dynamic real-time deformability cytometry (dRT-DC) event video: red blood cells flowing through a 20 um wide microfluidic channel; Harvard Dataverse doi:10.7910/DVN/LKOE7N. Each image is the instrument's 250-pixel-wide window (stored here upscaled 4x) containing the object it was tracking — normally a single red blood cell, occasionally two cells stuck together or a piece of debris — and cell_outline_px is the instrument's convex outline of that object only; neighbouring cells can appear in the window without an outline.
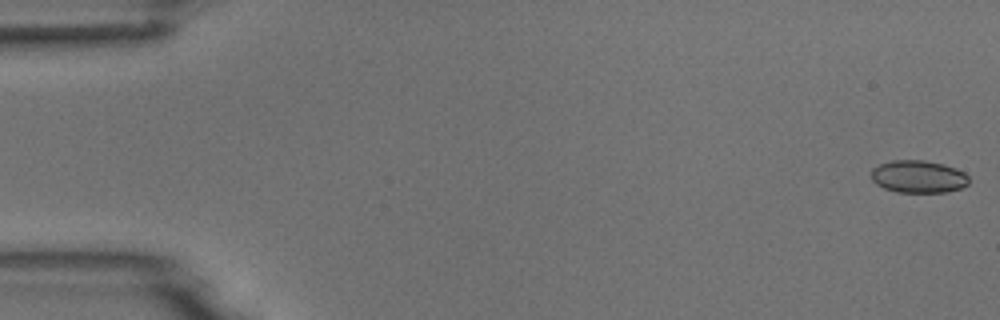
{"species": "common noctule bat (a hibernating species)", "species_latin": "Nyctalus noctula", "temperature_condition": "room temperature", "stored_images_in_passage": 5, "camera_frame_rate_fps": 3000, "um_per_image_px": 0.085, "animal": {"sex": "male", "body_mass_g": 18.8}, "frame": {"image": 1, "passage_image": 1, "time_ms": 0.0, "image_size_px": [1000, 320], "cell_outline_px": [[968, 184], [960, 188], [948, 192], [896, 192], [884, 188], [876, 184], [872, 180], [872, 168], [880, 164], [892, 160], [924, 160], [944, 164], [956, 168], [964, 172], [968, 176]], "centroid_in_image_um": [78.06, 15.01], "position_along_channel_um": 6.9, "area_um2": 18.55}}
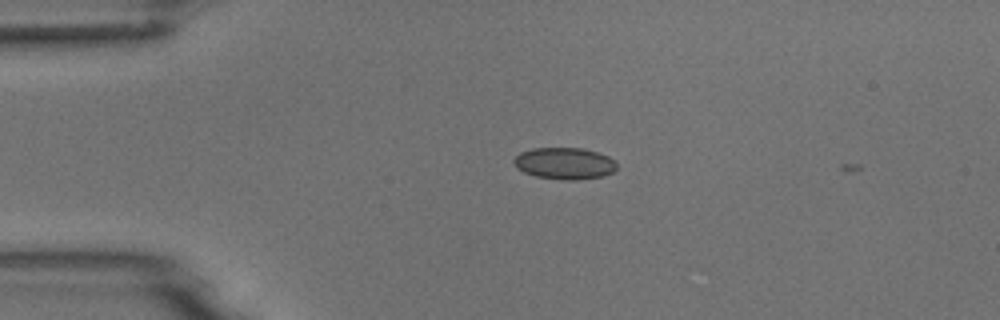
{"frame": {"image": 2, "passage_image": 4, "time_ms": 3.667, "image_size_px": [1000, 320], "cell_outline_px": [[616, 168], [612, 172], [604, 176], [576, 180], [564, 180], [536, 176], [524, 172], [516, 168], [512, 160], [520, 152], [532, 148], [584, 148], [608, 156], [616, 164]], "centroid_in_image_um": [47.95, 13.89], "position_along_channel_um": 37.0, "area_um2": 19.02}}